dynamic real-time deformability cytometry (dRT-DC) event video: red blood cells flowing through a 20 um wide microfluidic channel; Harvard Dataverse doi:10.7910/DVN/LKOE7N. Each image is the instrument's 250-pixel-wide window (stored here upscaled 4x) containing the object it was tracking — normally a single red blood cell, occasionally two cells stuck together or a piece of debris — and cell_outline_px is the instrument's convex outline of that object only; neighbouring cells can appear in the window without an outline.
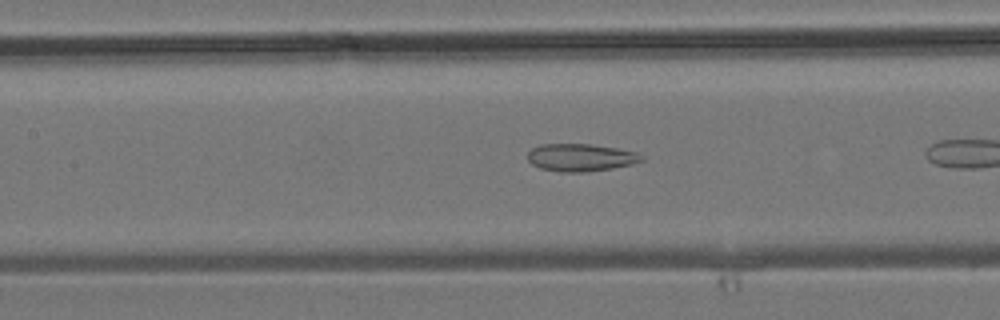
{"species": "common noctule bat (a hibernating species)", "species_latin": "Nyctalus noctula", "temperature_condition": "room temperature", "stored_images_in_passage": 12, "camera_frame_rate_fps": 3000, "um_per_image_px": 0.085, "animal": {"sex": "male", "body_mass_g": 19.2, "forearm_length_mm": 51.8}, "frame": {"image": 1, "passage_image": 7, "time_ms": 2.0, "image_size_px": [1000, 320], "cell_outline_px": [[644, 160], [632, 164], [612, 168], [584, 172], [560, 172], [540, 168], [532, 164], [528, 160], [528, 152], [532, 148], [540, 144], [592, 144], [616, 148], [636, 152], [644, 156]], "centroid_in_image_um": [49.35, 13.38], "position_along_channel_um": 158.0, "area_um2": 18.32}}